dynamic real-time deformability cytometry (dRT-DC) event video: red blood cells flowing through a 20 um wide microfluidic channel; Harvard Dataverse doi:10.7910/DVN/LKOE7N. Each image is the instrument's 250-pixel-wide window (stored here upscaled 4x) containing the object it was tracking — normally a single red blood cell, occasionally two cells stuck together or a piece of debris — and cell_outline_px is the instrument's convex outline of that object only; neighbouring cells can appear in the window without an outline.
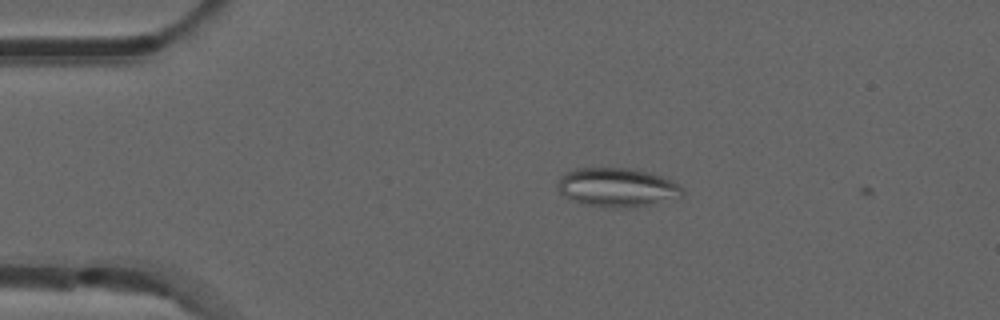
{"species": "common noctule bat (a hibernating species)", "species_latin": "Nyctalus noctula", "temperature_condition": "room temperature", "stored_images_in_passage": 9, "camera_frame_rate_fps": 3000, "um_per_image_px": 0.085, "animal": {"sex": "male", "forearm_length_mm": 52.5}, "frame": {"image": 1, "passage_image": 7, "time_ms": 2.0, "image_size_px": [1000, 320], "cell_outline_px": [[684, 192], [676, 200], [636, 208], [604, 208], [580, 204], [564, 196], [556, 188], [556, 184], [560, 176], [576, 168], [628, 168], [648, 172], [672, 180], [680, 184]], "centroid_in_image_um": [52.47, 15.96], "position_along_channel_um": 32.5, "area_um2": 29.07}}